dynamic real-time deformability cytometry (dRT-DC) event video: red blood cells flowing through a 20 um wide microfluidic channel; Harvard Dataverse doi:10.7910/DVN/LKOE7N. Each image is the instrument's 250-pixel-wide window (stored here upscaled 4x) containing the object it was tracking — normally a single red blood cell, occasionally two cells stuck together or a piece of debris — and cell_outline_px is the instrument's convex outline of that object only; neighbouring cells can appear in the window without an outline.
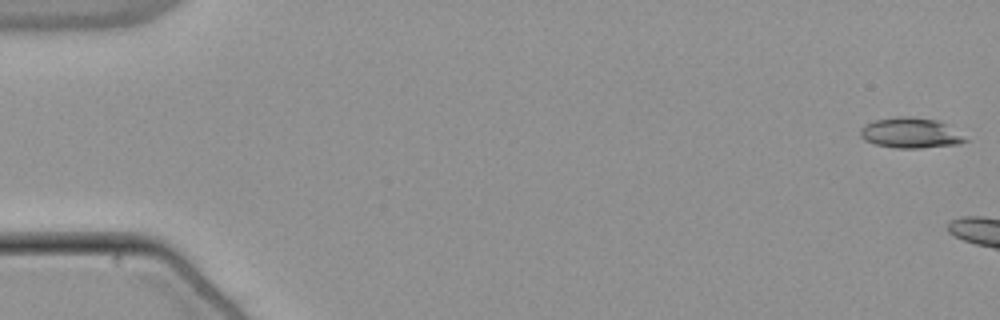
{"species": "common noctule bat (a hibernating species)", "species_latin": "Nyctalus noctula", "temperature_condition": "warm", "stored_images_in_passage": 6, "camera_frame_rate_fps": 3000, "um_per_image_px": 0.085, "animal": {"sex": "male", "body_mass_g": 21.5, "forearm_length_mm": 52.0}, "frame": {"image": 1, "passage_image": 1, "time_ms": 0.0, "image_size_px": [1000, 320], "cell_outline_px": [[968, 140], [960, 144], [920, 148], [896, 148], [876, 144], [864, 140], [860, 136], [860, 128], [864, 124], [876, 120], [896, 116], [912, 116], [940, 120]], "centroid_in_image_um": [77.37, 11.29], "position_along_channel_um": 7.6, "area_um2": 18.61}}